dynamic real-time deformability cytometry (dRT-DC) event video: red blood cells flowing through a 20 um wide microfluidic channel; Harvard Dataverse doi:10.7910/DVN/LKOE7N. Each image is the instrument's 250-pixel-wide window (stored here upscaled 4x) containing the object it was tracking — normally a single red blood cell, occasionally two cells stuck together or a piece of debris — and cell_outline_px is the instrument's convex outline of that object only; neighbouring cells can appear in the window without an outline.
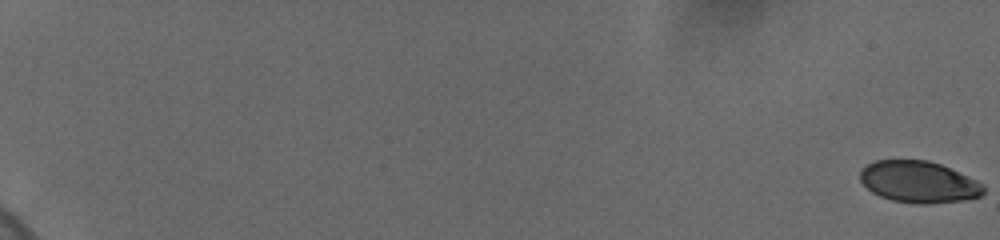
{"species": "human", "species_latin": "Homo sapiens", "temperature_condition": "cold", "stored_images_in_passage": 22, "camera_frame_rate_fps": 3000, "um_per_image_px": 0.085, "donor": {"sex": "female"}, "frame": {"image": 1, "passage_image": 1, "time_ms": 0.0, "image_size_px": [1000, 240], "cell_outline_px": [[984, 192], [980, 196], [964, 200], [924, 204], [916, 204], [892, 200], [880, 196], [872, 192], [860, 180], [860, 172], [868, 164], [876, 160], [928, 160], [940, 164], [976, 180], [984, 184]], "centroid_in_image_um": [78.1, 15.47], "position_along_channel_um": 6.9, "area_um2": 29.71}}
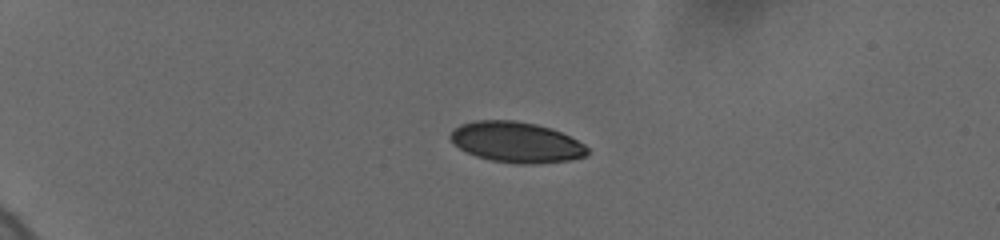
{"frame": {"image": 2, "passage_image": 16, "time_ms": 5.667, "image_size_px": [1000, 240], "cell_outline_px": [[588, 156], [572, 160], [536, 164], [516, 164], [492, 160], [476, 156], [460, 148], [448, 136], [460, 124], [476, 120], [516, 120], [536, 124], [552, 128], [584, 144], [588, 148]], "centroid_in_image_um": [43.92, 12.09], "position_along_channel_um": 41.1, "area_um2": 32.43}}
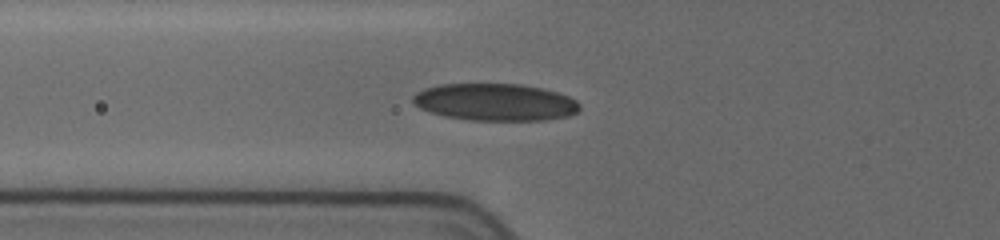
{"frame": {"image": 3, "passage_image": 22, "time_ms": 8.667, "image_size_px": [1000, 240], "cell_outline_px": [[580, 108], [576, 112], [568, 116], [544, 120], [468, 120], [444, 116], [420, 108], [412, 104], [412, 96], [416, 92], [424, 88], [440, 84], [520, 84], [540, 88], [556, 92], [568, 96], [576, 100], [580, 104]], "centroid_in_image_um": [42.06, 8.68], "position_along_channel_um": 83.7, "area_um2": 36.13}}